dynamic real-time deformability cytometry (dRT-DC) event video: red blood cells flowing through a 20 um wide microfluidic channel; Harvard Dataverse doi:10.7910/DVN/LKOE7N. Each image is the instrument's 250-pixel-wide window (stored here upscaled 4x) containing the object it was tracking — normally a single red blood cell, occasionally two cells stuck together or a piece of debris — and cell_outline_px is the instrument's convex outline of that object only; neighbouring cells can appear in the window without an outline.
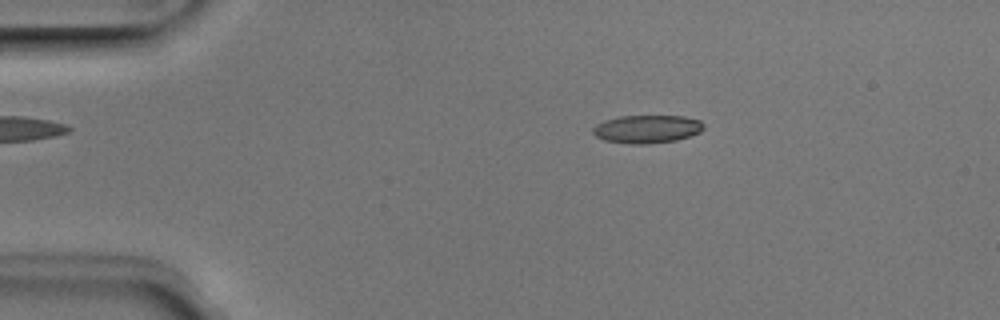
{"species": "Egyptian fruit bat (a non-hibernating species)", "species_latin": "Rousettus aegyptiacus", "temperature_condition": "room temperature", "stored_images_in_passage": 2, "camera_frame_rate_fps": 3000, "um_per_image_px": 0.085, "animal": {"sex": "male"}, "frame": {"image": 1, "passage_image": 2, "time_ms": 0.333, "image_size_px": [1000, 320], "cell_outline_px": [[704, 128], [700, 132], [676, 140], [644, 144], [632, 144], [604, 140], [596, 136], [592, 132], [592, 128], [596, 124], [604, 120], [620, 116], [684, 116], [700, 120], [704, 124]], "centroid_in_image_um": [54.98, 10.96], "position_along_channel_um": 30.0, "area_um2": 18.09}}